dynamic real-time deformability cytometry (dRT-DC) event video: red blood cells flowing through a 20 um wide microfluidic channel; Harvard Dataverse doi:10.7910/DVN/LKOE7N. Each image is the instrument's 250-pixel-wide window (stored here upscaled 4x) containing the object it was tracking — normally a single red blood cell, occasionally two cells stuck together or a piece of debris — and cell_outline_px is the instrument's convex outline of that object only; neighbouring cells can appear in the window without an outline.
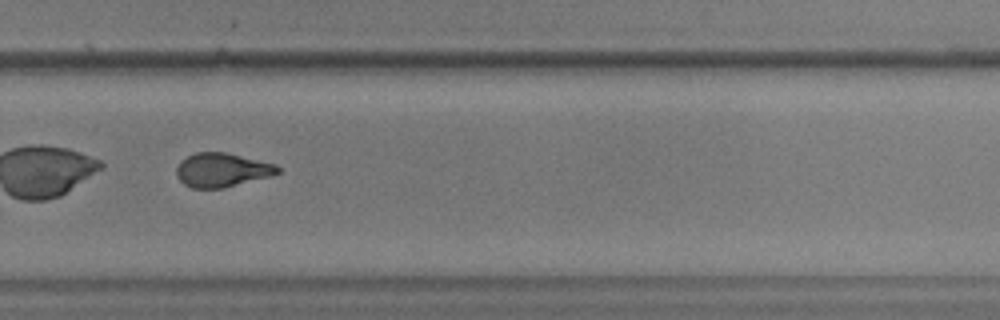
{"species": "common noctule bat (a hibernating species)", "species_latin": "Nyctalus noctula", "temperature_condition": "warm", "stored_images_in_passage": 55, "camera_frame_rate_fps": 3000, "um_per_image_px": 0.085, "animal": {"sex": "male", "body_mass_g": 17.9, "forearm_length_mm": 54.2}, "frame": {"image": 1, "passage_image": 39, "time_ms": 12.667, "image_size_px": [1000, 320], "cell_outline_px": [[280, 172], [272, 176], [224, 188], [192, 188], [184, 184], [176, 176], [176, 168], [180, 160], [196, 152], [228, 152], [276, 164], [280, 168]], "centroid_in_image_um": [18.88, 14.44], "position_along_channel_um": 310.9, "area_um2": 20.29}, "authors_computed_cell_mechanics": {"area_um2": 20.9814, "velocity_mm_per_s": 3.6045, "shape_relaxation_time_tau1_ms": 7.8457, "shape_relaxation_time_tau2_ms": 1.5765, "deformation_change_tau1": 0.2325, "deformation_change_tau2": 0.0751}}